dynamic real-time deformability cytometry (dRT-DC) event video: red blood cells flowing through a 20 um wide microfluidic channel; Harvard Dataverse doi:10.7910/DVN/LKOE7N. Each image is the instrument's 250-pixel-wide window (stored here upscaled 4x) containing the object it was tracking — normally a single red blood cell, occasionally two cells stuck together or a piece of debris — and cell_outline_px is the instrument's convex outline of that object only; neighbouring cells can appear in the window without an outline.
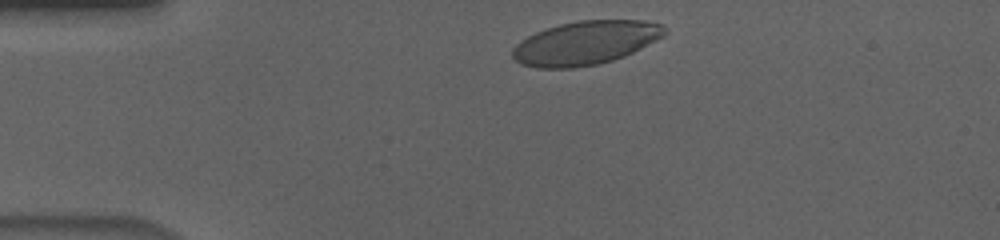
{"species": "human", "species_latin": "Homo sapiens", "temperature_condition": "cold", "stored_images_in_passage": 36, "camera_frame_rate_fps": 3000, "um_per_image_px": 0.085, "donor": {"sex": "male"}, "frame": {"image": 1, "passage_image": 1, "time_ms": 0.0, "image_size_px": [1000, 240], "cell_outline_px": [[668, 32], [664, 36], [624, 56], [600, 64], [576, 68], [536, 68], [520, 64], [512, 56], [512, 48], [520, 40], [536, 32], [560, 24], [580, 20], [644, 20], [664, 24], [668, 28]], "centroid_in_image_um": [49.78, 3.64], "position_along_channel_um": 35.2, "area_um2": 38.96}}
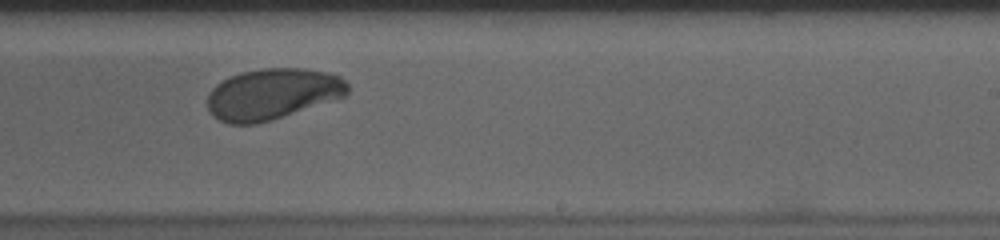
{"frame": {"image": 2, "passage_image": 24, "time_ms": 7.667, "image_size_px": [1000, 240], "cell_outline_px": [[348, 92], [344, 96], [272, 120], [256, 124], [228, 124], [212, 116], [208, 112], [208, 92], [216, 84], [240, 72], [260, 68], [304, 68], [328, 72], [340, 76], [348, 84]], "centroid_in_image_um": [23.13, 7.99], "position_along_channel_um": 265.9, "area_um2": 41.73}}
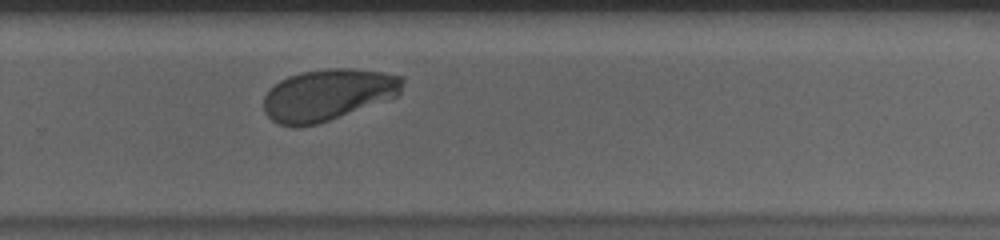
{"frame": {"image": 3, "passage_image": 27, "time_ms": 8.667, "image_size_px": [1000, 240], "cell_outline_px": [[404, 80], [400, 92], [396, 96], [328, 120], [316, 124], [296, 128], [292, 128], [280, 124], [272, 120], [264, 112], [264, 96], [280, 80], [288, 76], [300, 72], [328, 68], [352, 68], [384, 72], [404, 76]], "centroid_in_image_um": [27.85, 8.04], "position_along_channel_um": 302.0, "area_um2": 41.5}, "authors_computed_cell_mechanics": {"area_um2": 41.7316, "velocity_mm_per_s": 3.6184, "shape_relaxation_time_tau1_ms": 3.4957, "shape_relaxation_time_tau2_ms": 2.8949, "deformation_change_tau1": 0.1599, "deformation_change_tau2": 0.068}}